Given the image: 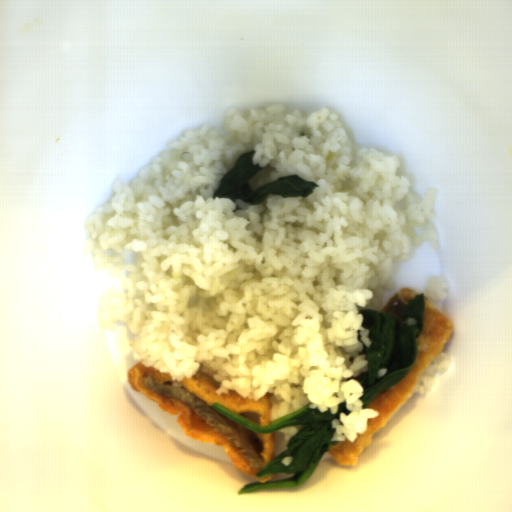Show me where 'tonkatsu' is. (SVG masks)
Listing matches in <instances>:
<instances>
[{
    "label": "tonkatsu",
    "instance_id": "tonkatsu-1",
    "mask_svg": "<svg viewBox=\"0 0 512 512\" xmlns=\"http://www.w3.org/2000/svg\"><path fill=\"white\" fill-rule=\"evenodd\" d=\"M131 391L139 392L157 403L162 412L176 417L185 435L197 442H209L222 448L231 464L261 484L279 478V473L257 477L256 473L277 455L276 431L259 434L213 409L219 402L232 412L256 425L271 423L272 396L267 392L259 398L242 397L235 390L217 394L220 387L208 376L195 373L179 381L182 387L172 386L171 372L147 367L141 361L126 371Z\"/></svg>",
    "mask_w": 512,
    "mask_h": 512
},
{
    "label": "tonkatsu",
    "instance_id": "tonkatsu-3",
    "mask_svg": "<svg viewBox=\"0 0 512 512\" xmlns=\"http://www.w3.org/2000/svg\"><path fill=\"white\" fill-rule=\"evenodd\" d=\"M416 295L420 294L415 289L402 286L399 291H396L389 300L382 304L378 313H390L404 326L400 313L408 309L409 301L416 298Z\"/></svg>",
    "mask_w": 512,
    "mask_h": 512
},
{
    "label": "tonkatsu",
    "instance_id": "tonkatsu-2",
    "mask_svg": "<svg viewBox=\"0 0 512 512\" xmlns=\"http://www.w3.org/2000/svg\"><path fill=\"white\" fill-rule=\"evenodd\" d=\"M454 331V322L441 313L427 298H424L423 329L417 339V358L412 369L394 386L381 392L366 408L376 410V418H367L364 433L356 432V440L345 438L331 445L328 454L342 467L356 466L367 446H370L373 434L385 428L392 415L400 406L412 398L419 375L440 355Z\"/></svg>",
    "mask_w": 512,
    "mask_h": 512
}]
</instances>
